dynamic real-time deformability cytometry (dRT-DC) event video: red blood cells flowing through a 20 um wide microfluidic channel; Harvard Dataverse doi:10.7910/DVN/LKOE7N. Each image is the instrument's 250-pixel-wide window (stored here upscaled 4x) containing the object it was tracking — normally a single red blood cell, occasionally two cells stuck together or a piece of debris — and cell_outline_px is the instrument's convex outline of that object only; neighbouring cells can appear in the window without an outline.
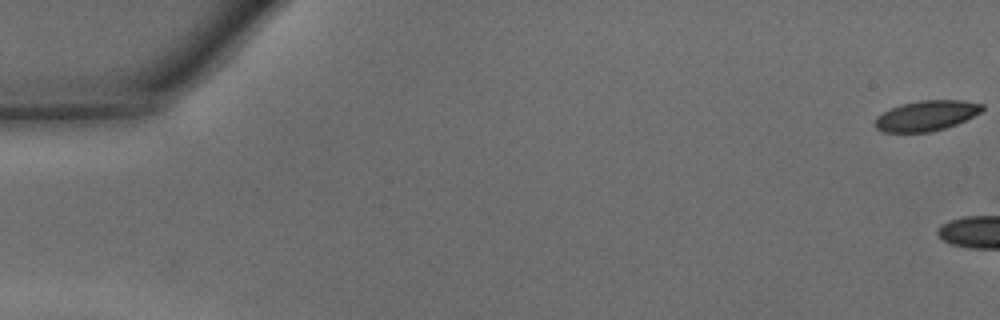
{"species": "common noctule bat (a hibernating species)", "species_latin": "Nyctalus noctula", "temperature_condition": "warm", "stored_images_in_passage": 8, "camera_frame_rate_fps": 3000, "um_per_image_px": 0.085, "animal": {"sex": "male", "body_mass_g": 15.6}, "frame": {"image": 1, "passage_image": 1, "time_ms": 0.0, "image_size_px": [1000, 320], "cell_outline_px": [[984, 108], [980, 112], [956, 124], [944, 128], [928, 132], [884, 132], [876, 128], [872, 124], [876, 116], [900, 104], [920, 100], [960, 100], [984, 104]], "centroid_in_image_um": [78.7, 9.83], "position_along_channel_um": 6.3, "area_um2": 18.84}}